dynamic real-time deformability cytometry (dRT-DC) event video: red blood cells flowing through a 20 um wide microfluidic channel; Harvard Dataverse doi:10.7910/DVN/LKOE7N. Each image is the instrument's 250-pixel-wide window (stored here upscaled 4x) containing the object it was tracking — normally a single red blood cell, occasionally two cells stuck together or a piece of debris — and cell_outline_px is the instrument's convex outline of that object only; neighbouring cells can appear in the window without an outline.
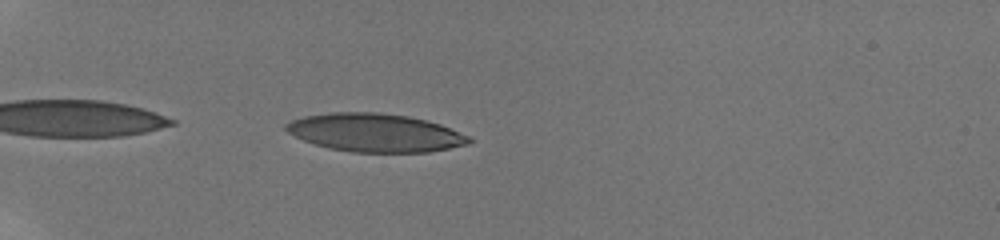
{"species": "human", "species_latin": "Homo sapiens", "temperature_condition": "room temperature", "stored_images_in_passage": 75, "camera_frame_rate_fps": 3000, "um_per_image_px": 0.085, "donor": {"sex": "male"}, "frame": {"image": 1, "passage_image": 5, "time_ms": 0.667, "image_size_px": [1000, 240], "cell_outline_px": [[472, 140], [468, 144], [428, 152], [352, 152], [328, 148], [304, 140], [288, 132], [284, 128], [284, 124], [292, 120], [304, 116], [332, 112], [376, 112], [408, 116], [428, 120], [440, 124], [468, 136]], "centroid_in_image_um": [31.87, 11.27], "position_along_channel_um": 53.1, "area_um2": 40.58}}
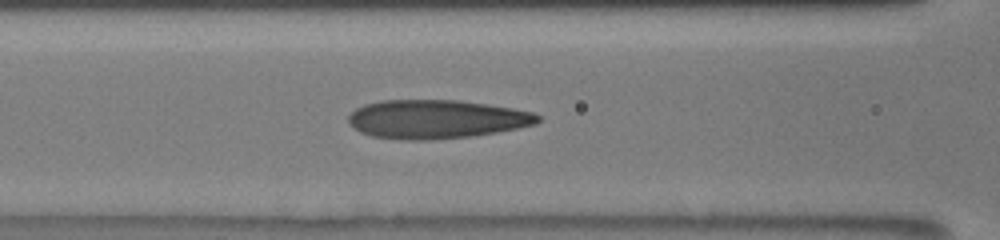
{"frame": {"image": 2, "passage_image": 27, "time_ms": 3.667, "image_size_px": [1000, 240], "cell_outline_px": [[540, 120], [536, 124], [496, 132], [468, 136], [424, 140], [408, 140], [372, 136], [360, 132], [348, 120], [348, 116], [356, 108], [364, 104], [380, 100], [456, 100], [488, 104], [512, 108], [532, 112], [540, 116]], "centroid_in_image_um": [37.08, 10.12], "position_along_channel_um": 129.5, "area_um2": 42.37}}
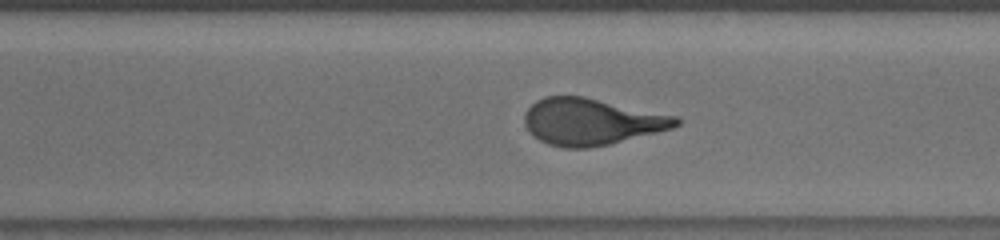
{"frame": {"image": 3, "passage_image": 48, "time_ms": 8.667, "image_size_px": [1000, 240], "cell_outline_px": [[680, 124], [672, 128], [608, 144], [588, 148], [564, 148], [548, 144], [532, 136], [524, 124], [524, 116], [528, 108], [536, 100], [544, 96], [584, 96], [680, 116]], "centroid_in_image_um": [50.26, 10.33], "position_along_channel_um": 320.3, "area_um2": 41.33}, "authors_computed_cell_mechanics": {"area_um2": 41.3848, "velocity_mm_per_s": 3.834, "shape_relaxation_time_tau1_ms": 5.8596, "shape_relaxation_time_tau2_ms": 1.1277, "deformation_change_tau1": 0.2296, "deformation_change_tau2": 0.1055}}